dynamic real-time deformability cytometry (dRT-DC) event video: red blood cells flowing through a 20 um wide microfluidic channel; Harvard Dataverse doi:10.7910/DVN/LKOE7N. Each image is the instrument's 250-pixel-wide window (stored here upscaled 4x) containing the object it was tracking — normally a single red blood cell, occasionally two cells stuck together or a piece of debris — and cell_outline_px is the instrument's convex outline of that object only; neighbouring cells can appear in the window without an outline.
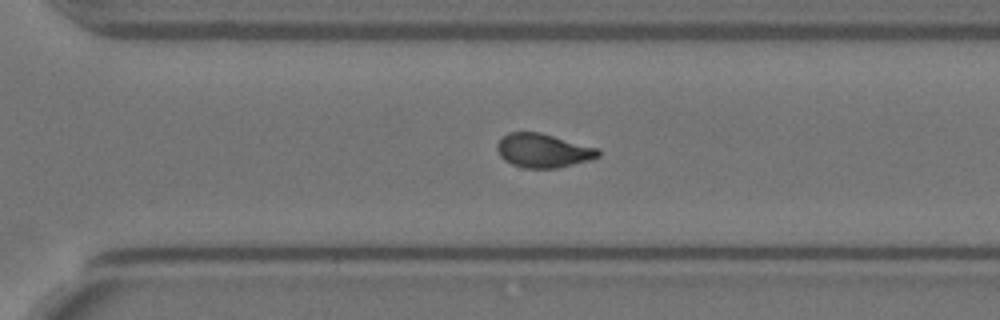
{"species": "Egyptian fruit bat (a non-hibernating species)", "species_latin": "Rousettus aegyptiacus", "temperature_condition": "warm", "stored_images_in_passage": 44, "camera_frame_rate_fps": 3000, "um_per_image_px": 0.085, "animal": {"sex": "female"}, "frame": {"image": 1, "passage_image": 26, "time_ms": 8.333, "image_size_px": [1000, 320], "cell_outline_px": [[600, 156], [588, 160], [556, 168], [524, 168], [512, 164], [504, 160], [500, 156], [496, 148], [496, 144], [508, 132], [540, 132], [600, 148]], "centroid_in_image_um": [46.17, 12.79], "position_along_channel_um": 324.4, "area_um2": 20.0}}
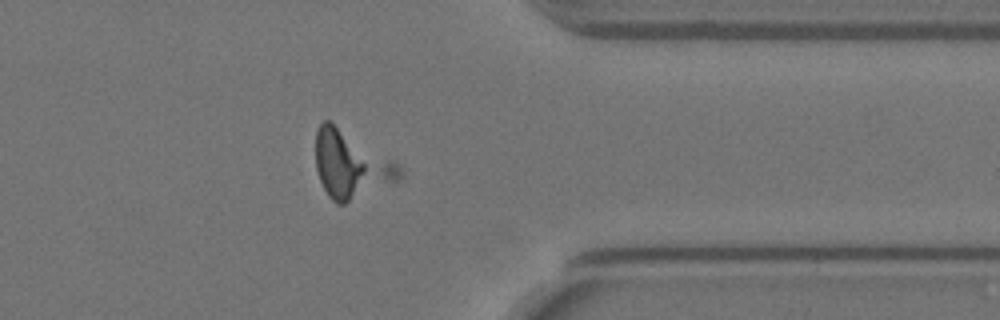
{"frame": {"image": 2, "passage_image": 32, "time_ms": 10.333, "image_size_px": [1000, 320], "cell_outline_px": [[400, 176], [396, 180], [344, 204], [336, 204], [328, 196], [320, 180], [316, 168], [316, 132], [320, 124], [324, 120], [328, 120], [400, 164]], "centroid_in_image_um": [29.78, 14.0], "position_along_channel_um": 381.6, "area_um2": 31.96}}